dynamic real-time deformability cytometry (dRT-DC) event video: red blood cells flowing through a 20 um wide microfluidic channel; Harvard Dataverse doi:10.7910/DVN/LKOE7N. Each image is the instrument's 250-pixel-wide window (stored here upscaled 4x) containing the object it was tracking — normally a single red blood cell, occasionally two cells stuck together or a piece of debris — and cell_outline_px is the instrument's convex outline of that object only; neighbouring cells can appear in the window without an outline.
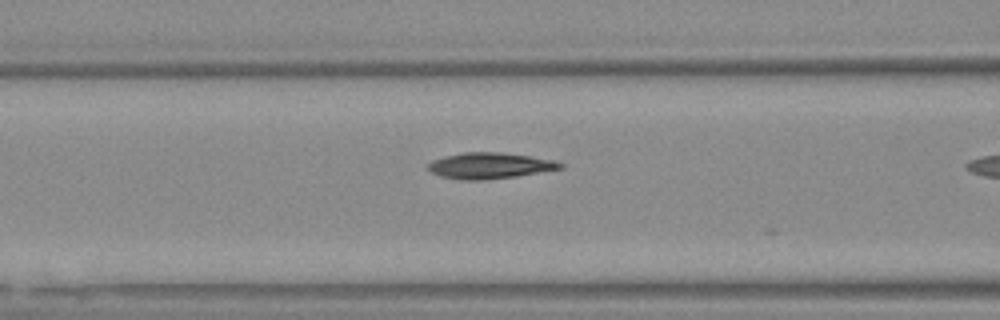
{"species": "Egyptian fruit bat (a non-hibernating species)", "species_latin": "Rousettus aegyptiacus", "temperature_condition": "warm", "stored_images_in_passage": 6, "camera_frame_rate_fps": 3000, "um_per_image_px": 0.085, "animal": {"sex": "female"}, "frame": {"image": 1, "passage_image": 5, "time_ms": 1.333, "image_size_px": [1000, 320], "cell_outline_px": [[564, 168], [516, 176], [484, 180], [460, 180], [440, 176], [432, 172], [428, 168], [428, 164], [432, 160], [444, 156], [464, 152], [500, 152], [528, 156], [552, 160], [564, 164]], "centroid_in_image_um": [41.6, 14.08], "position_along_channel_um": 125.0, "area_um2": 19.94}}